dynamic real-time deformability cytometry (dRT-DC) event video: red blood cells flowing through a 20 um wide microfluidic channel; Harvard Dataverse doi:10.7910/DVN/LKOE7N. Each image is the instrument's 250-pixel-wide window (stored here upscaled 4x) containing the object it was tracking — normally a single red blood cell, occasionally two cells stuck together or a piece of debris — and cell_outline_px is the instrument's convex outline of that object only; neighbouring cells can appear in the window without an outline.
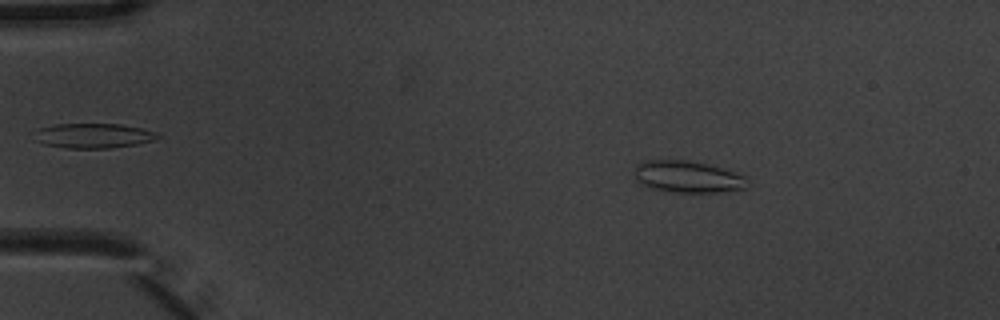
{"species": "common noctule bat (a hibernating species)", "species_latin": "Nyctalus noctula", "temperature_condition": "warm", "stored_images_in_passage": 9, "camera_frame_rate_fps": 3000, "um_per_image_px": 0.085, "animal": {"sex": "male", "body_mass_g": 20.1, "forearm_length_mm": 53.5}, "frame": {"image": 1, "passage_image": 2, "time_ms": 0.333, "image_size_px": [1000, 320], "cell_outline_px": [[748, 176], [744, 188], [724, 192], [676, 192], [652, 188], [636, 180], [636, 164], [648, 160], [684, 160], [704, 164], [720, 168]], "centroid_in_image_um": [58.47, 15.03], "position_along_channel_um": 26.5, "area_um2": 20.46}}
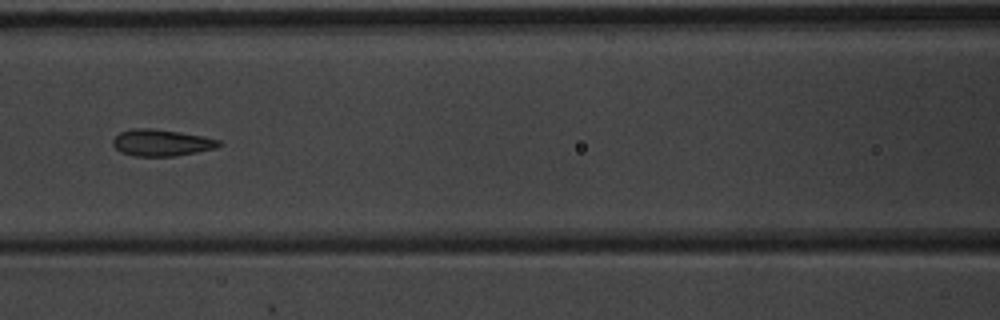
{"frame": {"image": 2, "passage_image": 6, "time_ms": 1.667, "image_size_px": [1000, 320], "cell_outline_px": [[224, 144], [216, 148], [176, 156], [132, 156], [120, 152], [112, 144], [112, 140], [120, 132], [132, 128], [152, 128], [180, 132], [204, 136], [220, 140]], "centroid_in_image_um": [13.73, 12.13], "position_along_channel_um": 152.9, "area_um2": 16.65}}
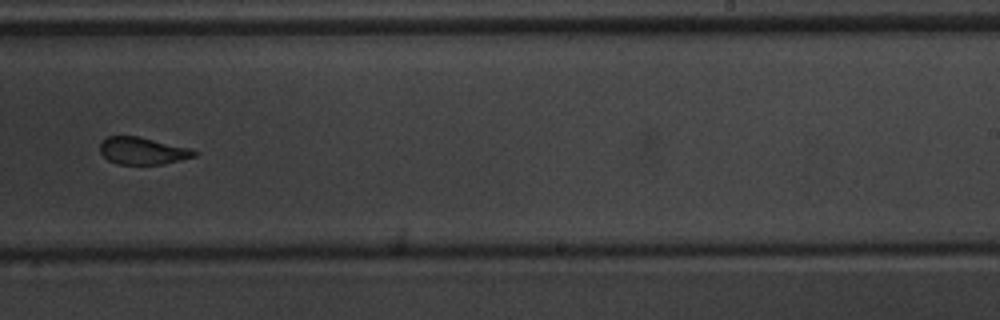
{"frame": {"image": 3, "passage_image": 9, "time_ms": 2.667, "image_size_px": [1000, 320], "cell_outline_px": [[200, 152], [196, 156], [164, 164], [116, 164], [108, 160], [100, 152], [100, 144], [108, 136], [136, 136], [192, 148]], "centroid_in_image_um": [12.16, 12.83], "position_along_channel_um": 276.8, "area_um2": 14.97}}